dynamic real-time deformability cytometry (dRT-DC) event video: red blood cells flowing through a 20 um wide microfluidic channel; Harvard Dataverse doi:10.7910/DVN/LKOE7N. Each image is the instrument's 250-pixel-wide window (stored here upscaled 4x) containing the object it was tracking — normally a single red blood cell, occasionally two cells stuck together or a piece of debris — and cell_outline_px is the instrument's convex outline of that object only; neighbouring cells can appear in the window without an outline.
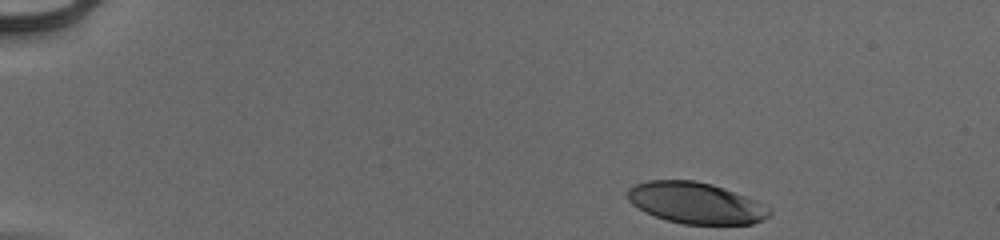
{"species": "human", "species_latin": "Homo sapiens", "temperature_condition": "cold", "stored_images_in_passage": 40, "camera_frame_rate_fps": 3000, "um_per_image_px": 0.085, "donor": {"sex": "male"}, "frame": {"image": 1, "passage_image": 1, "time_ms": 0.0, "image_size_px": [1000, 240], "cell_outline_px": [[772, 212], [768, 216], [752, 224], [684, 224], [668, 220], [644, 212], [632, 204], [628, 200], [628, 188], [636, 184], [648, 180], [696, 180], [712, 184], [724, 188], [756, 200], [772, 208]], "centroid_in_image_um": [59.15, 17.24], "position_along_channel_um": 25.9, "area_um2": 34.1}}
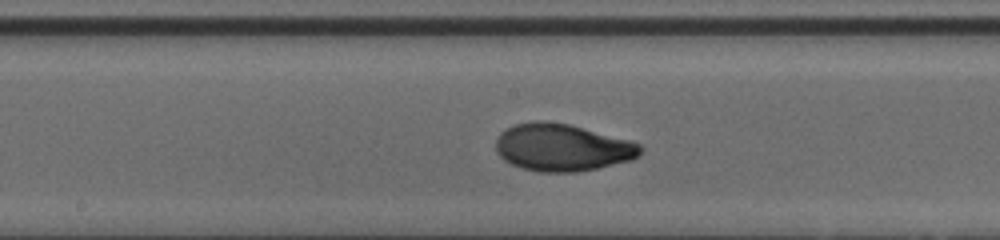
{"frame": {"image": 2, "passage_image": 23, "time_ms": 7.333, "image_size_px": [1000, 240], "cell_outline_px": [[644, 148], [632, 160], [596, 168], [576, 172], [540, 172], [524, 168], [512, 164], [504, 160], [496, 152], [496, 140], [500, 132], [512, 124], [532, 120], [544, 120], [568, 124], [632, 140], [640, 144]], "centroid_in_image_um": [47.77, 12.51], "position_along_channel_um": 200.4, "area_um2": 40.06}}
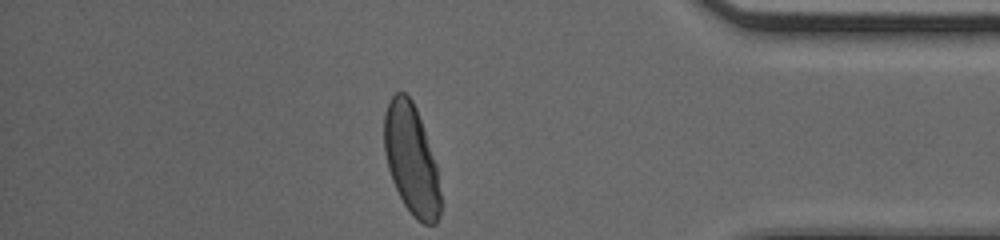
{"frame": {"image": 3, "passage_image": 40, "time_ms": 13.0, "image_size_px": [1000, 240], "cell_outline_px": [[440, 216], [436, 224], [424, 224], [416, 220], [412, 216], [404, 204], [392, 180], [388, 168], [384, 152], [384, 112], [392, 96], [396, 92], [404, 92], [412, 100], [416, 108], [436, 164], [440, 192]], "centroid_in_image_um": [34.95, 13.59], "position_along_channel_um": 400.2, "area_um2": 35.95}, "authors_computed_cell_mechanics": {"area_um2": 37.8301, "velocity_mm_per_s": 3.9507, "shape_relaxation_time_tau1_ms": 3.7155, "shape_relaxation_time_tau2_ms": 0.9924, "deformation_change_tau1": 0.2125, "deformation_change_tau2": 0.041}}